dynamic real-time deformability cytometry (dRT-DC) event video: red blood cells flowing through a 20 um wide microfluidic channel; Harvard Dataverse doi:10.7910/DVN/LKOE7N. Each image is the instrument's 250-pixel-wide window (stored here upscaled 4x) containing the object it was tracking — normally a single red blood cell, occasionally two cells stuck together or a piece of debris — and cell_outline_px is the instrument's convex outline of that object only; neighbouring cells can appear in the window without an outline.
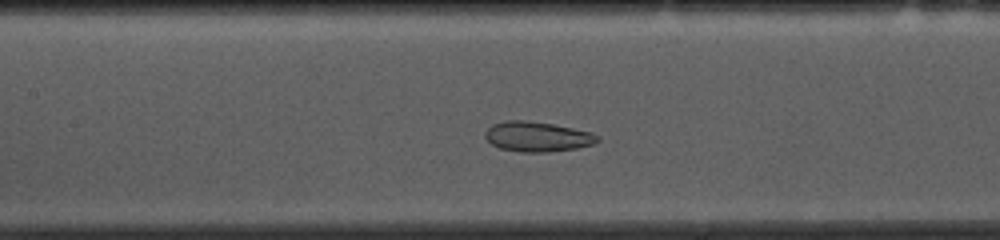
{"species": "common noctule bat (a hibernating species)", "species_latin": "Nyctalus noctula", "temperature_condition": "cold", "stored_images_in_passage": 36, "camera_frame_rate_fps": 3000, "um_per_image_px": 0.085, "animal": {"sex": "female", "body_mass_g": 10.0, "forearm_length_mm": 53.1}, "frame": {"image": 1, "passage_image": 15, "time_ms": 4.667, "image_size_px": [1000, 240], "cell_outline_px": [[600, 140], [592, 144], [576, 148], [548, 152], [520, 152], [500, 148], [492, 144], [484, 136], [484, 132], [492, 124], [504, 120], [528, 120], [552, 124], [592, 132], [600, 136]], "centroid_in_image_um": [45.66, 11.61], "position_along_channel_um": 161.7, "area_um2": 19.71}}
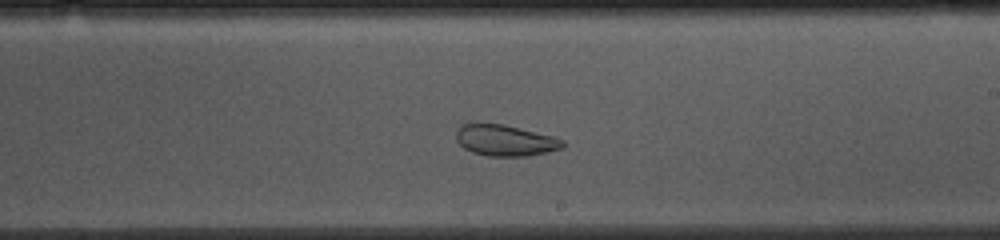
{"frame": {"image": 2, "passage_image": 22, "time_ms": 7.0, "image_size_px": [1000, 240], "cell_outline_px": [[564, 148], [548, 152], [528, 156], [488, 156], [472, 152], [464, 148], [456, 140], [456, 132], [460, 124], [476, 120], [504, 124], [556, 136], [564, 140]], "centroid_in_image_um": [42.92, 11.89], "position_along_channel_um": 246.1, "area_um2": 20.17}}
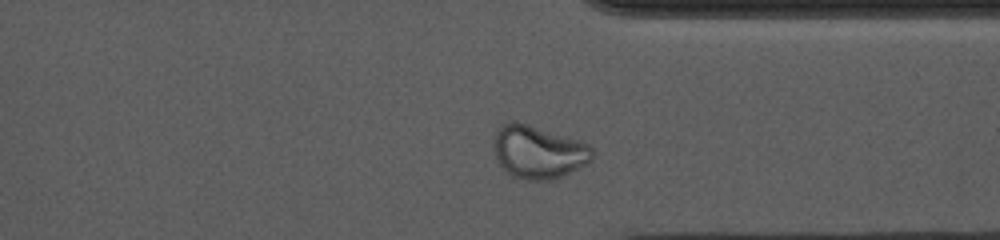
{"frame": {"image": 3, "passage_image": 32, "time_ms": 10.333, "image_size_px": [1000, 240], "cell_outline_px": [[592, 160], [552, 180], [524, 180], [512, 176], [496, 160], [496, 132], [504, 124], [512, 120], [516, 120], [588, 144], [592, 148]], "centroid_in_image_um": [45.75, 12.92], "position_along_channel_um": 365.7, "area_um2": 29.59}, "authors_computed_cell_mechanics": {"area_um2": 21.3571, "velocity_mm_per_s": 3.6322, "shape_relaxation_time_tau1_ms": null, "shape_relaxation_time_tau2_ms": 1.3587, "deformation_change_tau1": null, "deformation_change_tau2": 0.0548}}